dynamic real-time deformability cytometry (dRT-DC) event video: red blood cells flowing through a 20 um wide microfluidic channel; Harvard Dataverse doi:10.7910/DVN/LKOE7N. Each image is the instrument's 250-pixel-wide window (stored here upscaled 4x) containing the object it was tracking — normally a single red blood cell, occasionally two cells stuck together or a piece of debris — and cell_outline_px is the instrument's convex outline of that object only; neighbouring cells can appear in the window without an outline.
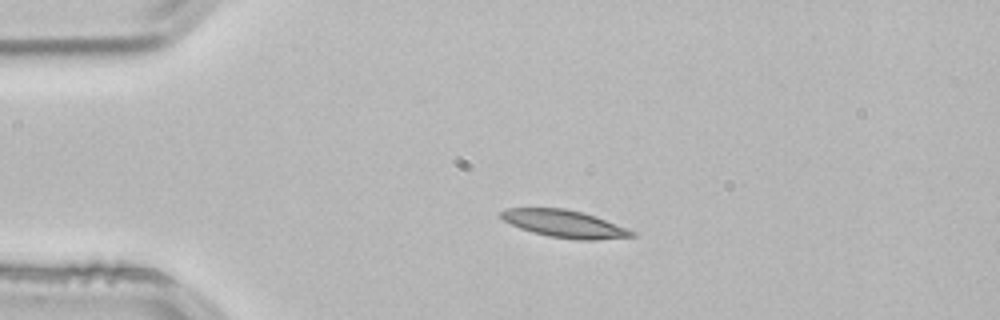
{"species": "common noctule bat (a hibernating species)", "species_latin": "Nyctalus noctula", "temperature_condition": "room temperature", "stored_images_in_passage": 42, "camera_frame_rate_fps": 3000, "um_per_image_px": 0.085, "animal": {"sex": "male", "body_mass_g": 21.5, "forearm_length_mm": 52.0}, "frame": {"image": 1, "passage_image": 1, "time_ms": 0.0, "image_size_px": [1000, 320], "cell_outline_px": [[636, 236], [592, 240], [580, 240], [548, 236], [532, 232], [520, 228], [504, 220], [500, 216], [500, 212], [508, 208], [564, 208], [584, 212], [596, 216], [636, 232]], "centroid_in_image_um": [47.99, 19.02], "position_along_channel_um": 37.0, "area_um2": 20.75}}
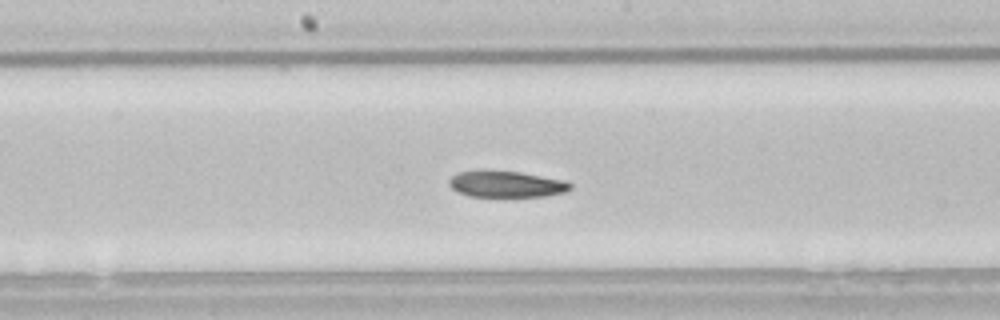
{"frame": {"image": 2, "passage_image": 17, "time_ms": 5.333, "image_size_px": [1000, 320], "cell_outline_px": [[572, 188], [564, 192], [544, 196], [468, 196], [456, 192], [448, 184], [448, 180], [452, 176], [460, 172], [484, 168], [520, 172], [564, 180], [572, 184]], "centroid_in_image_um": [42.97, 15.62], "position_along_channel_um": 205.2, "area_um2": 18.96}}
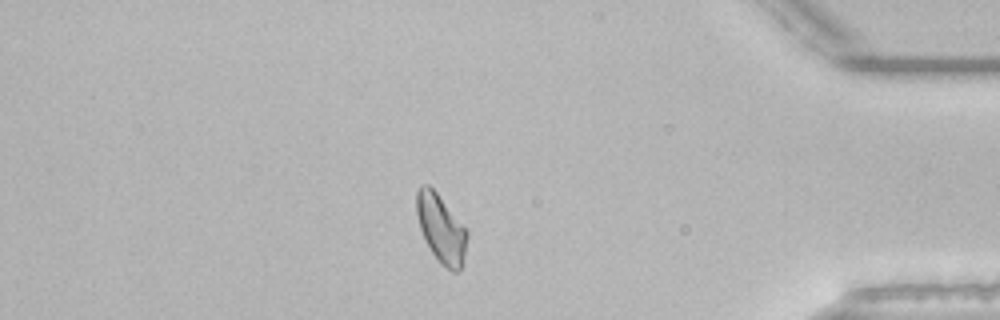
{"frame": {"image": 3, "passage_image": 35, "time_ms": 11.333, "image_size_px": [1000, 320], "cell_outline_px": [[468, 236], [460, 268], [456, 272], [452, 272], [440, 264], [432, 252], [420, 228], [416, 212], [416, 192], [420, 184], [428, 184], [436, 192], [468, 232]], "centroid_in_image_um": [37.46, 19.41], "position_along_channel_um": 397.7, "area_um2": 19.59}, "authors_computed_cell_mechanics": {"area_um2": 19.8543, "velocity_mm_per_s": 3.8144, "shape_relaxation_time_tau1_ms": null, "shape_relaxation_time_tau2_ms": 5.569, "deformation_change_tau1": null, "deformation_change_tau2": 0.1183}}